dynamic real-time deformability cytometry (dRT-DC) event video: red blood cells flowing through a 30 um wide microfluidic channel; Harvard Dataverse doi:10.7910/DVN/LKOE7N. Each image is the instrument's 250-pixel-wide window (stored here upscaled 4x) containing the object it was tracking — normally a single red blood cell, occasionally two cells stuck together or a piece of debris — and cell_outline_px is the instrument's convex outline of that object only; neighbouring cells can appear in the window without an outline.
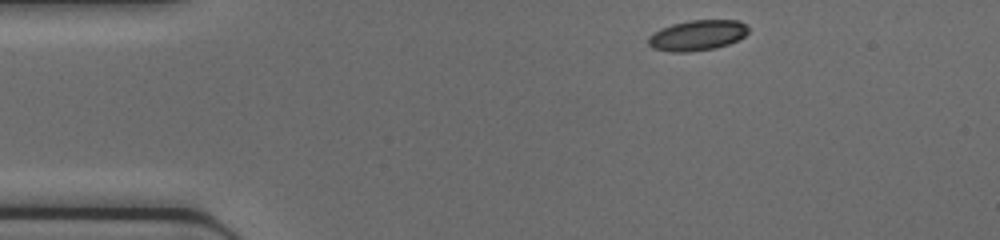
{"species": "common noctule bat (a hibernating species)", "species_latin": "Nyctalus noctula", "temperature_condition": "cold", "stored_images_in_passage": 39, "camera_frame_rate_fps": 3000, "um_per_image_px": 0.085, "animal": {"sex": "female", "body_mass_g": 17.0, "forearm_length_mm": 48.0}, "frame": {"image": 1, "passage_image": 1, "time_ms": 0.0, "image_size_px": [1000, 240], "cell_outline_px": [[748, 32], [744, 36], [728, 44], [716, 48], [688, 52], [672, 52], [652, 48], [648, 44], [648, 36], [660, 28], [672, 24], [688, 20], [736, 20], [744, 24], [748, 28]], "centroid_in_image_um": [59.23, 3.0], "position_along_channel_um": 25.8, "area_um2": 17.74}}
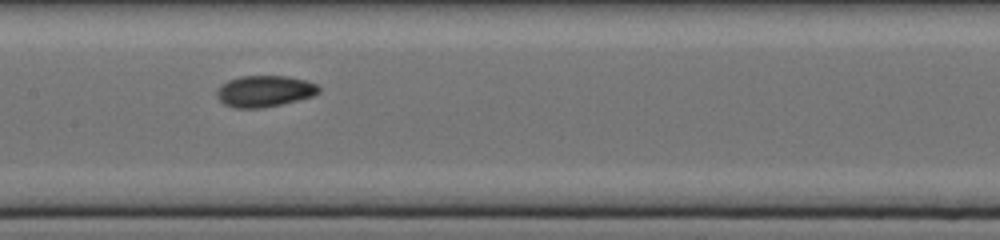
{"frame": {"image": 2, "passage_image": 16, "time_ms": 5.0, "image_size_px": [1000, 240], "cell_outline_px": [[320, 92], [312, 96], [264, 108], [236, 108], [224, 104], [216, 96], [216, 92], [220, 84], [228, 80], [240, 76], [288, 76], [304, 80], [316, 84], [320, 88]], "centroid_in_image_um": [22.45, 7.74], "position_along_channel_um": 185.0, "area_um2": 18.61}}
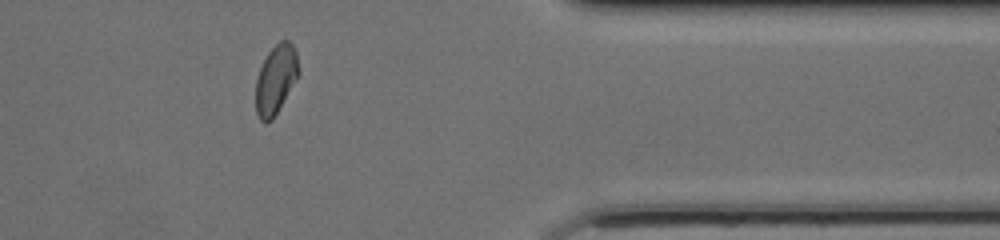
{"frame": {"image": 3, "passage_image": 31, "time_ms": 10.0, "image_size_px": [1000, 240], "cell_outline_px": [[300, 72], [296, 80], [272, 120], [264, 124], [260, 120], [256, 112], [256, 80], [260, 68], [268, 52], [280, 40], [288, 40], [292, 44], [296, 52]], "centroid_in_image_um": [23.44, 6.76], "position_along_channel_um": 388.0, "area_um2": 17.17}}